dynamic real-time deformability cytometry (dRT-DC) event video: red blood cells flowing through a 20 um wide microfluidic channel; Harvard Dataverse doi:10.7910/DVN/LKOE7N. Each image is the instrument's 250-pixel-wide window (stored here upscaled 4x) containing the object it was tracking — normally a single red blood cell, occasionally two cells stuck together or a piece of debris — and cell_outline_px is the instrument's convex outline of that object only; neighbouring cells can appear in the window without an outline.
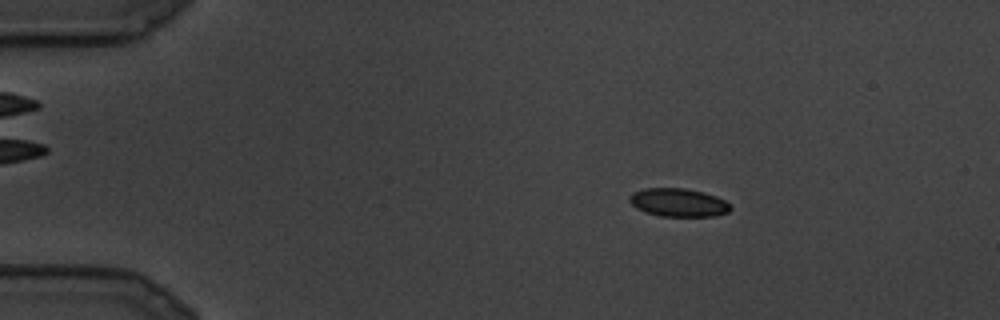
{"species": "common noctule bat (a hibernating species)", "species_latin": "Nyctalus noctula", "temperature_condition": "cold", "stored_images_in_passage": 8, "camera_frame_rate_fps": 3000, "um_per_image_px": 0.085, "animal": {"sex": "male", "body_mass_g": 19.5, "forearm_length_mm": 54.6}, "frame": {"image": 1, "passage_image": 4, "time_ms": 1.0, "image_size_px": [1000, 320], "cell_outline_px": [[732, 208], [728, 212], [716, 216], [660, 216], [644, 212], [636, 208], [628, 200], [628, 196], [632, 192], [644, 188], [684, 188], [704, 192], [716, 196], [724, 200]], "centroid_in_image_um": [57.63, 17.21], "position_along_channel_um": 27.4, "area_um2": 16.76}}